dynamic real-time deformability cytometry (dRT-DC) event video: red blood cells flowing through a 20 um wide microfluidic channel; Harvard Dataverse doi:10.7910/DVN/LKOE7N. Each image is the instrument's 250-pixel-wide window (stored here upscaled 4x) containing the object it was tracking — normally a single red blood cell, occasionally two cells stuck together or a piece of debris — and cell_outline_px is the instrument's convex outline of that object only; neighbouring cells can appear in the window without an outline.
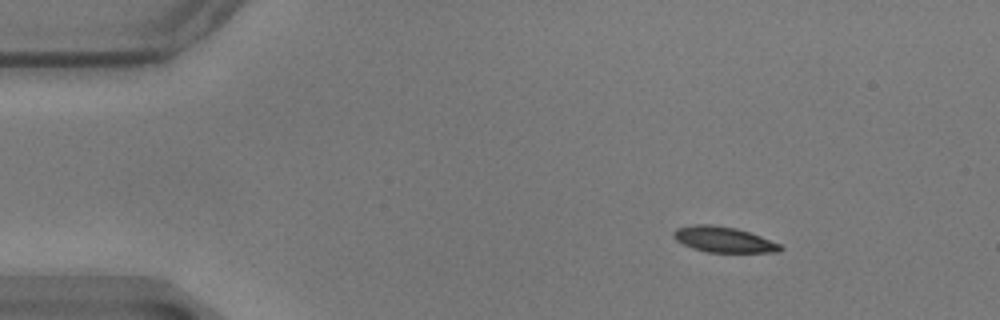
{"species": "common noctule bat (a hibernating species)", "species_latin": "Nyctalus noctula", "temperature_condition": "warm", "stored_images_in_passage": 51, "camera_frame_rate_fps": 3000, "um_per_image_px": 0.085, "animal": {"sex": "male", "body_mass_g": 17.9}, "frame": {"image": 1, "passage_image": 1, "time_ms": 0.0, "image_size_px": [1000, 320], "cell_outline_px": [[784, 248], [780, 252], [708, 252], [692, 248], [676, 240], [672, 236], [672, 232], [676, 228], [692, 224], [712, 224], [736, 228], [760, 236], [780, 244]], "centroid_in_image_um": [61.48, 20.35], "position_along_channel_um": 23.5, "area_um2": 15.95}}
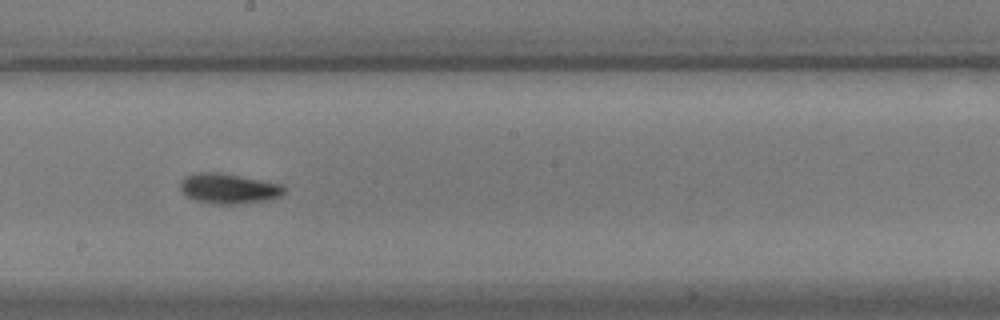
{"frame": {"image": 2, "passage_image": 25, "time_ms": 8.0, "image_size_px": [1000, 320], "cell_outline_px": [[284, 192], [280, 196], [272, 200], [236, 204], [212, 204], [196, 200], [180, 192], [180, 180], [184, 176], [192, 172], [220, 172], [280, 184], [284, 188]], "centroid_in_image_um": [19.38, 16.02], "position_along_channel_um": 228.8, "area_um2": 18.44}}
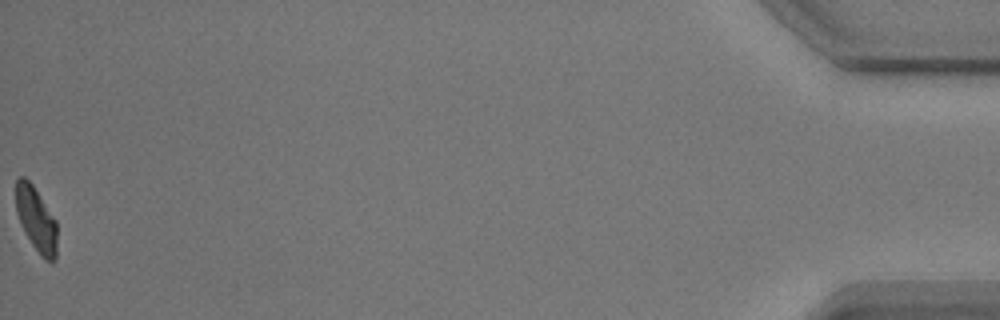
{"frame": {"image": 3, "passage_image": 51, "time_ms": 16.667, "image_size_px": [1000, 320], "cell_outline_px": [[56, 260], [44, 260], [40, 256], [32, 244], [20, 224], [16, 212], [16, 180], [20, 176], [24, 176], [32, 184], [56, 220]], "centroid_in_image_um": [3.06, 18.64], "position_along_channel_um": 432.1, "area_um2": 15.37}, "authors_computed_cell_mechanics": {"area_um2": 16.762, "velocity_mm_per_s": 3.4834, "shape_relaxation_time_tau1_ms": 2.6215, "shape_relaxation_time_tau2_ms": 7.1927, "deformation_change_tau1": 0.1589, "deformation_change_tau2": 0.0989}}